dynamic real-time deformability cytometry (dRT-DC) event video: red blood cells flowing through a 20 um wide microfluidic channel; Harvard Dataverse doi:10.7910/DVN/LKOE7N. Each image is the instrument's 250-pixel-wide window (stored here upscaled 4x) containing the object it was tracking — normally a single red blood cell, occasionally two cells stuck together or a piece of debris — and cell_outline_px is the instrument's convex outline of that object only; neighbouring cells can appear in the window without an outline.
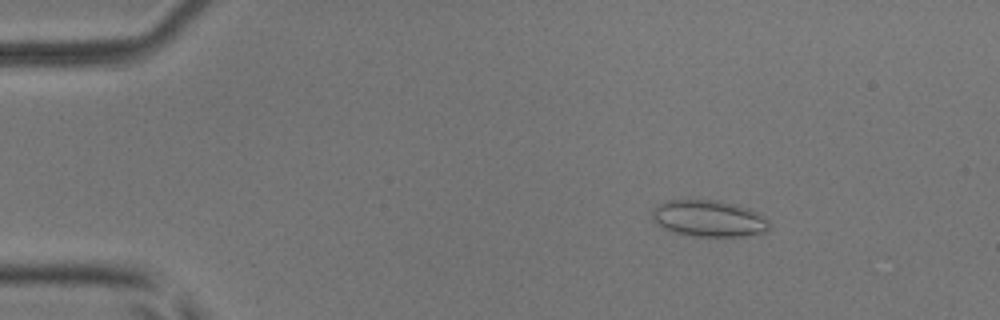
{"species": "common noctule bat (a hibernating species)", "species_latin": "Nyctalus noctula", "temperature_condition": "room temperature", "stored_images_in_passage": 50, "camera_frame_rate_fps": 3000, "um_per_image_px": 0.085, "animal": {"sex": "male", "body_mass_g": 17.9, "forearm_length_mm": 54.2}, "frame": {"image": 1, "passage_image": 9, "time_ms": 2.667, "image_size_px": [1000, 320], "cell_outline_px": [[772, 224], [768, 232], [744, 236], [692, 236], [672, 232], [656, 224], [652, 220], [652, 208], [656, 204], [668, 200], [716, 200], [736, 204], [748, 208], [764, 216]], "centroid_in_image_um": [60.25, 18.57], "position_along_channel_um": 24.8, "area_um2": 25.32}}
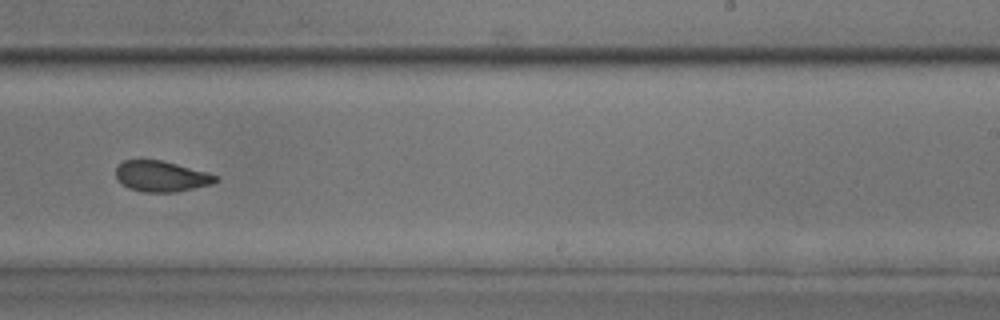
{"frame": {"image": 2, "passage_image": 35, "time_ms": 11.333, "image_size_px": [1000, 320], "cell_outline_px": [[220, 180], [212, 184], [176, 192], [144, 192], [128, 188], [116, 176], [116, 168], [124, 160], [160, 160], [176, 164], [204, 172], [216, 176]], "centroid_in_image_um": [13.71, 15.0], "position_along_channel_um": 275.3, "area_um2": 17.51}}
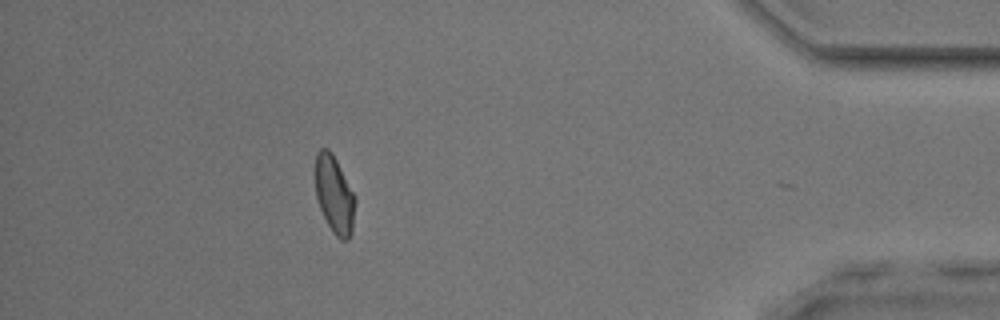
{"frame": {"image": 3, "passage_image": 49, "time_ms": 16.0, "image_size_px": [1000, 320], "cell_outline_px": [[356, 200], [352, 232], [348, 240], [340, 240], [332, 232], [320, 208], [316, 196], [316, 152], [320, 148], [328, 148], [332, 152], [356, 196]], "centroid_in_image_um": [28.44, 16.55], "position_along_channel_um": 406.8, "area_um2": 18.09}, "authors_computed_cell_mechanics": {"area_um2": 19.2474, "velocity_mm_per_s": 3.8316, "shape_relaxation_time_tau1_ms": 4.6679, "shape_relaxation_time_tau2_ms": 1.1104, "deformation_change_tau1": 0.1012, "deformation_change_tau2": 0.0516}}